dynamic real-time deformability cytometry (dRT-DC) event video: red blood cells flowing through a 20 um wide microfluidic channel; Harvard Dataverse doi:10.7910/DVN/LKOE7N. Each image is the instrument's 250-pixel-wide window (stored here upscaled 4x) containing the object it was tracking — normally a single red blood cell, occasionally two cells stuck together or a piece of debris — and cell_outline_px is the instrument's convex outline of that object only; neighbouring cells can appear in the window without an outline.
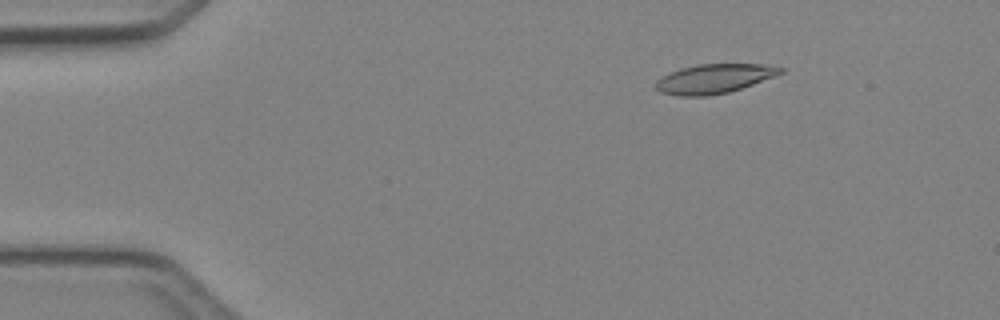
{"species": "Egyptian fruit bat (a non-hibernating species)", "species_latin": "Rousettus aegyptiacus", "temperature_condition": "cold", "stored_images_in_passage": 4, "camera_frame_rate_fps": 3000, "um_per_image_px": 0.085, "animal": {"sex": "female"}, "frame": {"image": 1, "passage_image": 2, "time_ms": 1.333, "image_size_px": [1000, 320], "cell_outline_px": [[784, 72], [752, 84], [728, 92], [704, 96], [680, 96], [660, 92], [656, 88], [656, 80], [668, 72], [680, 68], [700, 64], [768, 64], [784, 68]], "centroid_in_image_um": [60.68, 6.68], "position_along_channel_um": 24.3, "area_um2": 21.15}}
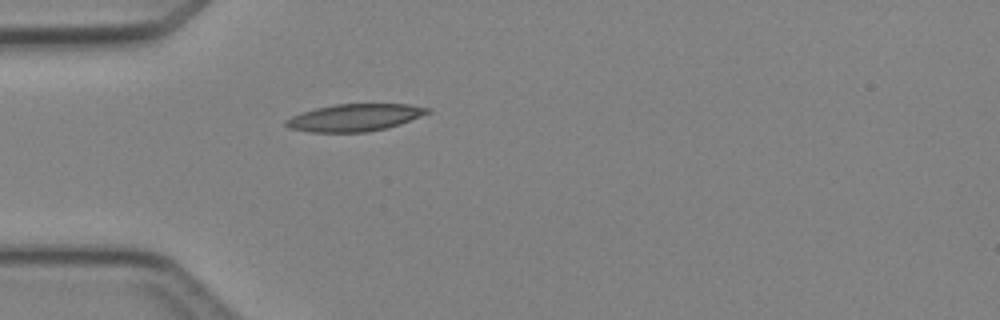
{"frame": {"image": 2, "passage_image": 4, "time_ms": 3.667, "image_size_px": [1000, 320], "cell_outline_px": [[432, 112], [400, 124], [384, 128], [364, 132], [312, 132], [288, 128], [284, 124], [284, 120], [300, 112], [316, 108], [336, 104], [408, 104], [432, 108]], "centroid_in_image_um": [30.14, 9.98], "position_along_channel_um": 54.9, "area_um2": 22.48}}